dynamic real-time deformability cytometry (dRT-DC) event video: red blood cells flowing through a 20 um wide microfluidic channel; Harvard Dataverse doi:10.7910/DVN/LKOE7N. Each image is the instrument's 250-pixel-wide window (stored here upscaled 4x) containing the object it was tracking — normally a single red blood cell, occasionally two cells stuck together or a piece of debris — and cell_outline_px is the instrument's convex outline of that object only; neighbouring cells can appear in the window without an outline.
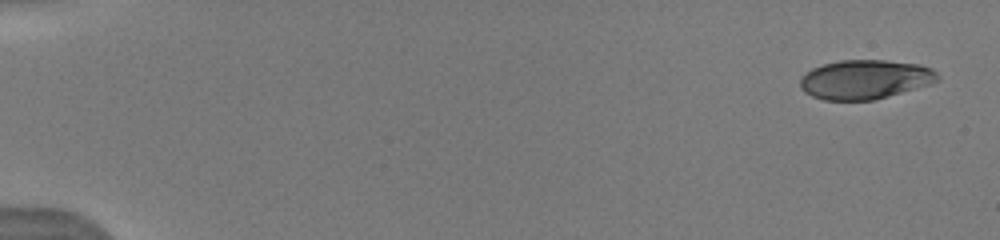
{"species": "human", "species_latin": "Homo sapiens", "temperature_condition": "warm", "stored_images_in_passage": 66, "camera_frame_rate_fps": 3000, "um_per_image_px": 0.085, "donor": {"sex": "male"}, "frame": {"image": 1, "passage_image": 1, "time_ms": 0.0, "image_size_px": [1000, 240], "cell_outline_px": [[940, 80], [932, 84], [872, 100], [824, 100], [812, 96], [804, 92], [800, 88], [800, 76], [812, 68], [824, 64], [840, 60], [884, 60], [920, 64], [932, 68], [940, 76]], "centroid_in_image_um": [73.53, 6.75], "position_along_channel_um": 11.5, "area_um2": 31.62}}
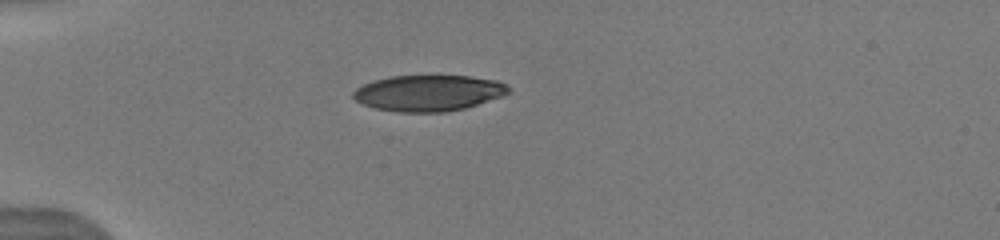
{"frame": {"image": 2, "passage_image": 18, "time_ms": 4.333, "image_size_px": [1000, 240], "cell_outline_px": [[512, 92], [504, 96], [464, 108], [444, 112], [396, 112], [372, 108], [360, 104], [352, 96], [352, 92], [356, 88], [364, 84], [376, 80], [392, 76], [468, 76], [496, 80], [508, 84], [512, 88]], "centroid_in_image_um": [36.44, 7.91], "position_along_channel_um": 48.6, "area_um2": 32.89}}
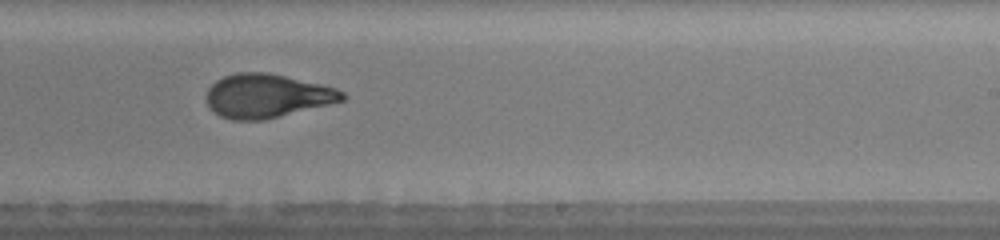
{"frame": {"image": 3, "passage_image": 42, "time_ms": 10.333, "image_size_px": [1000, 240], "cell_outline_px": [[348, 96], [344, 100], [264, 120], [232, 120], [220, 116], [208, 104], [204, 96], [208, 88], [216, 80], [224, 76], [236, 72], [268, 72], [320, 84], [336, 88], [344, 92]], "centroid_in_image_um": [22.67, 8.14], "position_along_channel_um": 266.3, "area_um2": 34.56}, "authors_computed_cell_mechanics": {"area_um2": 34.5933, "velocity_mm_per_s": 4.0918, "shape_relaxation_time_tau1_ms": 5.0167, "shape_relaxation_time_tau2_ms": 1.1015, "deformation_change_tau1": 0.2188, "deformation_change_tau2": 0.0803}}